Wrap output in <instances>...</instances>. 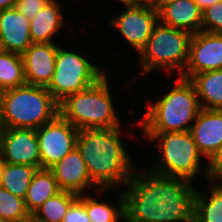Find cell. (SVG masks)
Masks as SVG:
<instances>
[{"instance_id":"obj_1","label":"cell","mask_w":222,"mask_h":222,"mask_svg":"<svg viewBox=\"0 0 222 222\" xmlns=\"http://www.w3.org/2000/svg\"><path fill=\"white\" fill-rule=\"evenodd\" d=\"M125 188L127 222H193L196 189L190 180L135 170Z\"/></svg>"},{"instance_id":"obj_2","label":"cell","mask_w":222,"mask_h":222,"mask_svg":"<svg viewBox=\"0 0 222 222\" xmlns=\"http://www.w3.org/2000/svg\"><path fill=\"white\" fill-rule=\"evenodd\" d=\"M120 126L78 131L77 148L87 165L91 181L99 189L125 185L136 168L121 141Z\"/></svg>"},{"instance_id":"obj_3","label":"cell","mask_w":222,"mask_h":222,"mask_svg":"<svg viewBox=\"0 0 222 222\" xmlns=\"http://www.w3.org/2000/svg\"><path fill=\"white\" fill-rule=\"evenodd\" d=\"M200 110L195 86L189 79L178 76L168 93L148 105L141 128L143 133L190 131Z\"/></svg>"},{"instance_id":"obj_4","label":"cell","mask_w":222,"mask_h":222,"mask_svg":"<svg viewBox=\"0 0 222 222\" xmlns=\"http://www.w3.org/2000/svg\"><path fill=\"white\" fill-rule=\"evenodd\" d=\"M59 114V104L47 87L25 84L4 91V128L38 129Z\"/></svg>"},{"instance_id":"obj_5","label":"cell","mask_w":222,"mask_h":222,"mask_svg":"<svg viewBox=\"0 0 222 222\" xmlns=\"http://www.w3.org/2000/svg\"><path fill=\"white\" fill-rule=\"evenodd\" d=\"M109 86L105 75L93 86L63 100L59 114L78 130L119 127Z\"/></svg>"},{"instance_id":"obj_6","label":"cell","mask_w":222,"mask_h":222,"mask_svg":"<svg viewBox=\"0 0 222 222\" xmlns=\"http://www.w3.org/2000/svg\"><path fill=\"white\" fill-rule=\"evenodd\" d=\"M151 142H158L155 148L161 149L160 160L148 170L167 177H182L190 180L201 171V152L190 131L144 133Z\"/></svg>"},{"instance_id":"obj_7","label":"cell","mask_w":222,"mask_h":222,"mask_svg":"<svg viewBox=\"0 0 222 222\" xmlns=\"http://www.w3.org/2000/svg\"><path fill=\"white\" fill-rule=\"evenodd\" d=\"M191 37L190 32L159 21L139 54L143 68L140 75L160 68L177 71L178 76H181L188 61Z\"/></svg>"},{"instance_id":"obj_8","label":"cell","mask_w":222,"mask_h":222,"mask_svg":"<svg viewBox=\"0 0 222 222\" xmlns=\"http://www.w3.org/2000/svg\"><path fill=\"white\" fill-rule=\"evenodd\" d=\"M105 75L83 55L58 46L54 74L47 90L60 104L68 96L93 86Z\"/></svg>"},{"instance_id":"obj_9","label":"cell","mask_w":222,"mask_h":222,"mask_svg":"<svg viewBox=\"0 0 222 222\" xmlns=\"http://www.w3.org/2000/svg\"><path fill=\"white\" fill-rule=\"evenodd\" d=\"M78 129L58 114L36 129L40 169H50L77 146Z\"/></svg>"},{"instance_id":"obj_10","label":"cell","mask_w":222,"mask_h":222,"mask_svg":"<svg viewBox=\"0 0 222 222\" xmlns=\"http://www.w3.org/2000/svg\"><path fill=\"white\" fill-rule=\"evenodd\" d=\"M125 7V11L109 19V24H112L140 54L159 22V13L151 7L135 5H125Z\"/></svg>"},{"instance_id":"obj_11","label":"cell","mask_w":222,"mask_h":222,"mask_svg":"<svg viewBox=\"0 0 222 222\" xmlns=\"http://www.w3.org/2000/svg\"><path fill=\"white\" fill-rule=\"evenodd\" d=\"M190 132L203 158H207L205 174L213 178L211 163L219 156L222 149V110L201 109Z\"/></svg>"},{"instance_id":"obj_12","label":"cell","mask_w":222,"mask_h":222,"mask_svg":"<svg viewBox=\"0 0 222 222\" xmlns=\"http://www.w3.org/2000/svg\"><path fill=\"white\" fill-rule=\"evenodd\" d=\"M222 69V34L200 31L192 34L189 56L180 77L190 79L193 75Z\"/></svg>"},{"instance_id":"obj_13","label":"cell","mask_w":222,"mask_h":222,"mask_svg":"<svg viewBox=\"0 0 222 222\" xmlns=\"http://www.w3.org/2000/svg\"><path fill=\"white\" fill-rule=\"evenodd\" d=\"M0 156L6 163L30 165L40 169L36 129L5 128L0 135Z\"/></svg>"},{"instance_id":"obj_14","label":"cell","mask_w":222,"mask_h":222,"mask_svg":"<svg viewBox=\"0 0 222 222\" xmlns=\"http://www.w3.org/2000/svg\"><path fill=\"white\" fill-rule=\"evenodd\" d=\"M50 170L53 172L58 186L62 191H69L77 195L85 194V190L90 187L94 188L97 194L104 193L105 191V189L97 188L91 181L87 165L77 147L53 165Z\"/></svg>"},{"instance_id":"obj_15","label":"cell","mask_w":222,"mask_h":222,"mask_svg":"<svg viewBox=\"0 0 222 222\" xmlns=\"http://www.w3.org/2000/svg\"><path fill=\"white\" fill-rule=\"evenodd\" d=\"M56 43H32V45L21 55L27 84L48 87L54 70Z\"/></svg>"},{"instance_id":"obj_16","label":"cell","mask_w":222,"mask_h":222,"mask_svg":"<svg viewBox=\"0 0 222 222\" xmlns=\"http://www.w3.org/2000/svg\"><path fill=\"white\" fill-rule=\"evenodd\" d=\"M0 38L5 51L22 55L32 45L30 20L14 7L0 11Z\"/></svg>"},{"instance_id":"obj_17","label":"cell","mask_w":222,"mask_h":222,"mask_svg":"<svg viewBox=\"0 0 222 222\" xmlns=\"http://www.w3.org/2000/svg\"><path fill=\"white\" fill-rule=\"evenodd\" d=\"M202 10L193 0H177L159 12L164 25L195 34L202 30Z\"/></svg>"},{"instance_id":"obj_18","label":"cell","mask_w":222,"mask_h":222,"mask_svg":"<svg viewBox=\"0 0 222 222\" xmlns=\"http://www.w3.org/2000/svg\"><path fill=\"white\" fill-rule=\"evenodd\" d=\"M62 3L51 0L38 14L30 20V37L32 43H55L53 37L63 27Z\"/></svg>"},{"instance_id":"obj_19","label":"cell","mask_w":222,"mask_h":222,"mask_svg":"<svg viewBox=\"0 0 222 222\" xmlns=\"http://www.w3.org/2000/svg\"><path fill=\"white\" fill-rule=\"evenodd\" d=\"M210 182L209 198L195 191L193 222H222V176H214Z\"/></svg>"},{"instance_id":"obj_20","label":"cell","mask_w":222,"mask_h":222,"mask_svg":"<svg viewBox=\"0 0 222 222\" xmlns=\"http://www.w3.org/2000/svg\"><path fill=\"white\" fill-rule=\"evenodd\" d=\"M189 80L195 86L201 109L222 110V69L201 72Z\"/></svg>"},{"instance_id":"obj_21","label":"cell","mask_w":222,"mask_h":222,"mask_svg":"<svg viewBox=\"0 0 222 222\" xmlns=\"http://www.w3.org/2000/svg\"><path fill=\"white\" fill-rule=\"evenodd\" d=\"M61 190L50 169H38L24 198L25 207L32 215L47 199Z\"/></svg>"},{"instance_id":"obj_22","label":"cell","mask_w":222,"mask_h":222,"mask_svg":"<svg viewBox=\"0 0 222 222\" xmlns=\"http://www.w3.org/2000/svg\"><path fill=\"white\" fill-rule=\"evenodd\" d=\"M37 170L38 168L35 166L14 165L3 162L0 187L24 199Z\"/></svg>"},{"instance_id":"obj_23","label":"cell","mask_w":222,"mask_h":222,"mask_svg":"<svg viewBox=\"0 0 222 222\" xmlns=\"http://www.w3.org/2000/svg\"><path fill=\"white\" fill-rule=\"evenodd\" d=\"M78 197L75 193L61 190L47 199L31 216L38 222H63L68 209Z\"/></svg>"},{"instance_id":"obj_24","label":"cell","mask_w":222,"mask_h":222,"mask_svg":"<svg viewBox=\"0 0 222 222\" xmlns=\"http://www.w3.org/2000/svg\"><path fill=\"white\" fill-rule=\"evenodd\" d=\"M78 200L84 205L90 222H118L124 219V198L120 192L117 206L108 202H99L95 197L84 194L79 195Z\"/></svg>"},{"instance_id":"obj_25","label":"cell","mask_w":222,"mask_h":222,"mask_svg":"<svg viewBox=\"0 0 222 222\" xmlns=\"http://www.w3.org/2000/svg\"><path fill=\"white\" fill-rule=\"evenodd\" d=\"M27 84L23 59L20 54L3 51L0 53V89L8 90Z\"/></svg>"},{"instance_id":"obj_26","label":"cell","mask_w":222,"mask_h":222,"mask_svg":"<svg viewBox=\"0 0 222 222\" xmlns=\"http://www.w3.org/2000/svg\"><path fill=\"white\" fill-rule=\"evenodd\" d=\"M31 215L24 199L0 187V218L6 222H24Z\"/></svg>"},{"instance_id":"obj_27","label":"cell","mask_w":222,"mask_h":222,"mask_svg":"<svg viewBox=\"0 0 222 222\" xmlns=\"http://www.w3.org/2000/svg\"><path fill=\"white\" fill-rule=\"evenodd\" d=\"M202 31L222 34V1L203 10Z\"/></svg>"},{"instance_id":"obj_28","label":"cell","mask_w":222,"mask_h":222,"mask_svg":"<svg viewBox=\"0 0 222 222\" xmlns=\"http://www.w3.org/2000/svg\"><path fill=\"white\" fill-rule=\"evenodd\" d=\"M51 0H16L14 8L32 20Z\"/></svg>"},{"instance_id":"obj_29","label":"cell","mask_w":222,"mask_h":222,"mask_svg":"<svg viewBox=\"0 0 222 222\" xmlns=\"http://www.w3.org/2000/svg\"><path fill=\"white\" fill-rule=\"evenodd\" d=\"M63 222H90L84 205L78 199L68 209Z\"/></svg>"},{"instance_id":"obj_30","label":"cell","mask_w":222,"mask_h":222,"mask_svg":"<svg viewBox=\"0 0 222 222\" xmlns=\"http://www.w3.org/2000/svg\"><path fill=\"white\" fill-rule=\"evenodd\" d=\"M215 176H222V149L219 156L211 163Z\"/></svg>"},{"instance_id":"obj_31","label":"cell","mask_w":222,"mask_h":222,"mask_svg":"<svg viewBox=\"0 0 222 222\" xmlns=\"http://www.w3.org/2000/svg\"><path fill=\"white\" fill-rule=\"evenodd\" d=\"M158 0H134L135 6L151 7L157 12Z\"/></svg>"},{"instance_id":"obj_32","label":"cell","mask_w":222,"mask_h":222,"mask_svg":"<svg viewBox=\"0 0 222 222\" xmlns=\"http://www.w3.org/2000/svg\"><path fill=\"white\" fill-rule=\"evenodd\" d=\"M197 5L198 7L202 10H205L207 7H210L222 0H193Z\"/></svg>"},{"instance_id":"obj_33","label":"cell","mask_w":222,"mask_h":222,"mask_svg":"<svg viewBox=\"0 0 222 222\" xmlns=\"http://www.w3.org/2000/svg\"><path fill=\"white\" fill-rule=\"evenodd\" d=\"M15 3L16 0H0V11L13 8Z\"/></svg>"},{"instance_id":"obj_34","label":"cell","mask_w":222,"mask_h":222,"mask_svg":"<svg viewBox=\"0 0 222 222\" xmlns=\"http://www.w3.org/2000/svg\"><path fill=\"white\" fill-rule=\"evenodd\" d=\"M3 94H4V90L0 89V135L3 133L4 131V125L2 122V104H3Z\"/></svg>"},{"instance_id":"obj_35","label":"cell","mask_w":222,"mask_h":222,"mask_svg":"<svg viewBox=\"0 0 222 222\" xmlns=\"http://www.w3.org/2000/svg\"><path fill=\"white\" fill-rule=\"evenodd\" d=\"M177 0H158L157 2V13H159L165 6L171 4Z\"/></svg>"},{"instance_id":"obj_36","label":"cell","mask_w":222,"mask_h":222,"mask_svg":"<svg viewBox=\"0 0 222 222\" xmlns=\"http://www.w3.org/2000/svg\"><path fill=\"white\" fill-rule=\"evenodd\" d=\"M124 5H134V0H119Z\"/></svg>"},{"instance_id":"obj_37","label":"cell","mask_w":222,"mask_h":222,"mask_svg":"<svg viewBox=\"0 0 222 222\" xmlns=\"http://www.w3.org/2000/svg\"><path fill=\"white\" fill-rule=\"evenodd\" d=\"M2 169H3V160L0 156V185H1V180H2Z\"/></svg>"},{"instance_id":"obj_38","label":"cell","mask_w":222,"mask_h":222,"mask_svg":"<svg viewBox=\"0 0 222 222\" xmlns=\"http://www.w3.org/2000/svg\"><path fill=\"white\" fill-rule=\"evenodd\" d=\"M24 222H38L35 220L32 216H30L28 219H26Z\"/></svg>"},{"instance_id":"obj_39","label":"cell","mask_w":222,"mask_h":222,"mask_svg":"<svg viewBox=\"0 0 222 222\" xmlns=\"http://www.w3.org/2000/svg\"><path fill=\"white\" fill-rule=\"evenodd\" d=\"M4 51V48H3V45H2V41H1V38H0V53Z\"/></svg>"}]
</instances>
